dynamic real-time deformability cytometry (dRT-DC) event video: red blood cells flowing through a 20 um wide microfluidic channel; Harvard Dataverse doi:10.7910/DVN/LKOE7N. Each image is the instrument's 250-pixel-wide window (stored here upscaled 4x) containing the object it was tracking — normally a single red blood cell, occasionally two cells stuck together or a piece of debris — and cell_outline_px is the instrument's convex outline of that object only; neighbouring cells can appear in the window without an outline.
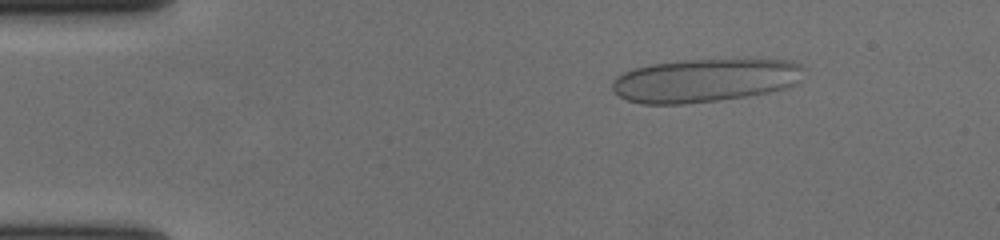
{"species": "human", "species_latin": "Homo sapiens", "temperature_condition": "cold", "stored_images_in_passage": 56, "camera_frame_rate_fps": 3000, "um_per_image_px": 0.085, "donor": {"sex": "female"}, "frame": {"image": 1, "passage_image": 8, "time_ms": 2.333, "image_size_px": [1000, 240], "cell_outline_px": [[804, 68], [800, 80], [796, 84], [784, 88], [768, 92], [748, 96], [684, 104], [644, 104], [628, 100], [612, 92], [612, 80], [616, 76], [624, 72], [636, 68], [652, 64], [684, 60], [792, 60], [800, 64]], "centroid_in_image_um": [59.9, 6.83], "position_along_channel_um": 25.1, "area_um2": 48.26}}
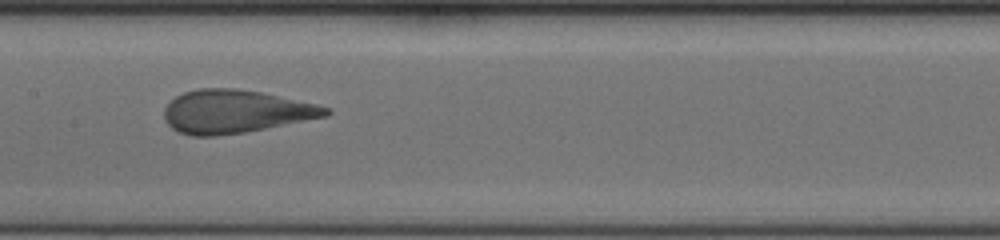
{"frame": {"image": 2, "passage_image": 28, "time_ms": 9.0, "image_size_px": [1000, 240], "cell_outline_px": [[332, 112], [328, 116], [244, 132], [216, 136], [192, 136], [180, 132], [172, 128], [164, 120], [164, 108], [176, 96], [184, 92], [196, 88], [236, 88], [260, 92], [316, 104], [328, 108]], "centroid_in_image_um": [19.98, 9.48], "position_along_channel_um": 187.4, "area_um2": 40.4}}
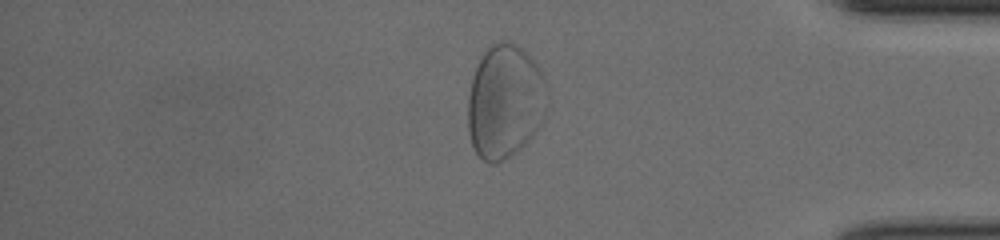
{"frame": {"image": 3, "passage_image": 47, "time_ms": 15.333, "image_size_px": [1000, 240], "cell_outline_px": [[548, 104], [544, 116], [540, 124], [528, 140], [516, 152], [504, 160], [496, 164], [488, 164], [472, 148], [468, 132], [468, 96], [472, 76], [484, 52], [492, 44], [500, 40], [516, 44], [528, 52], [540, 68], [544, 80], [548, 96]], "centroid_in_image_um": [42.92, 8.64], "position_along_channel_um": 392.3, "area_um2": 53.06}}